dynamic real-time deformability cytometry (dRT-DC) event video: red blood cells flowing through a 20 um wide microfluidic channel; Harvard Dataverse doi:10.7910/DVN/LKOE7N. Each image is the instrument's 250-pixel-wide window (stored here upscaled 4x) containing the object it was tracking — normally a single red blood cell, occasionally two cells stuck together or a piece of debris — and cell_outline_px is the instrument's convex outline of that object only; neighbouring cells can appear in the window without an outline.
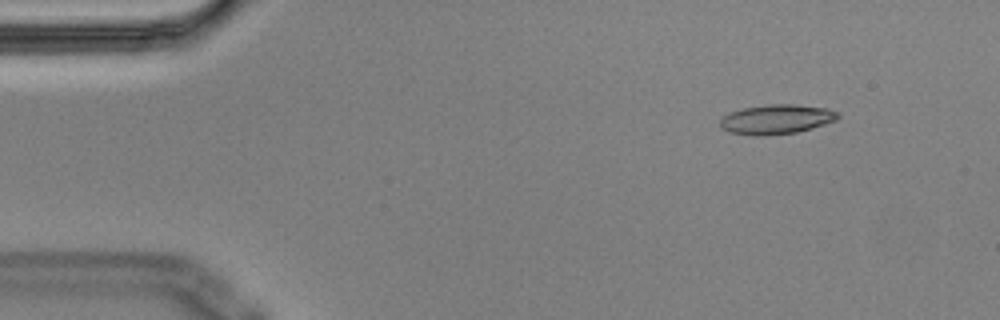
{"species": "Egyptian fruit bat (a non-hibernating species)", "species_latin": "Rousettus aegyptiacus", "temperature_condition": "cold", "stored_images_in_passage": 4, "camera_frame_rate_fps": 3000, "um_per_image_px": 0.085, "animal": {"sex": "male"}, "frame": {"image": 1, "passage_image": 1, "time_ms": 0.0, "image_size_px": [1000, 320], "cell_outline_px": [[840, 116], [836, 120], [812, 128], [796, 132], [764, 136], [752, 136], [728, 132], [720, 128], [720, 120], [728, 112], [744, 108], [768, 104], [792, 104], [828, 108], [836, 112]], "centroid_in_image_um": [65.95, 10.15], "position_along_channel_um": 19.0, "area_um2": 20.4}}
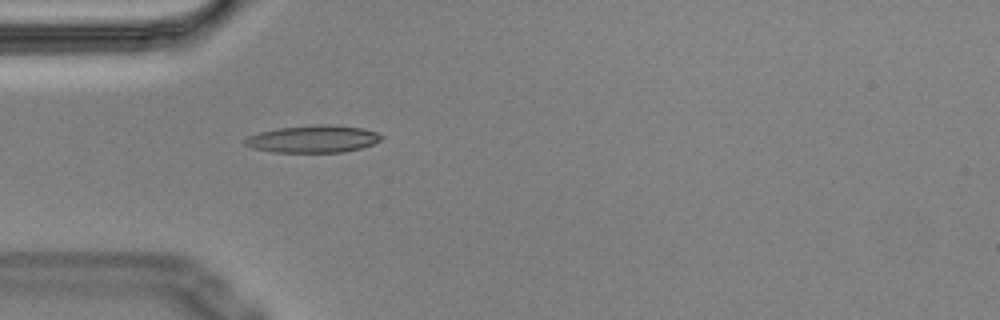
{"frame": {"image": 2, "passage_image": 4, "time_ms": 1.0, "image_size_px": [1000, 320], "cell_outline_px": [[384, 136], [380, 140], [372, 144], [360, 148], [344, 152], [272, 152], [252, 148], [244, 144], [244, 140], [248, 136], [260, 132], [276, 128], [320, 124], [328, 124], [364, 128], [376, 132]], "centroid_in_image_um": [26.61, 11.81], "position_along_channel_um": 58.4, "area_um2": 21.73}}